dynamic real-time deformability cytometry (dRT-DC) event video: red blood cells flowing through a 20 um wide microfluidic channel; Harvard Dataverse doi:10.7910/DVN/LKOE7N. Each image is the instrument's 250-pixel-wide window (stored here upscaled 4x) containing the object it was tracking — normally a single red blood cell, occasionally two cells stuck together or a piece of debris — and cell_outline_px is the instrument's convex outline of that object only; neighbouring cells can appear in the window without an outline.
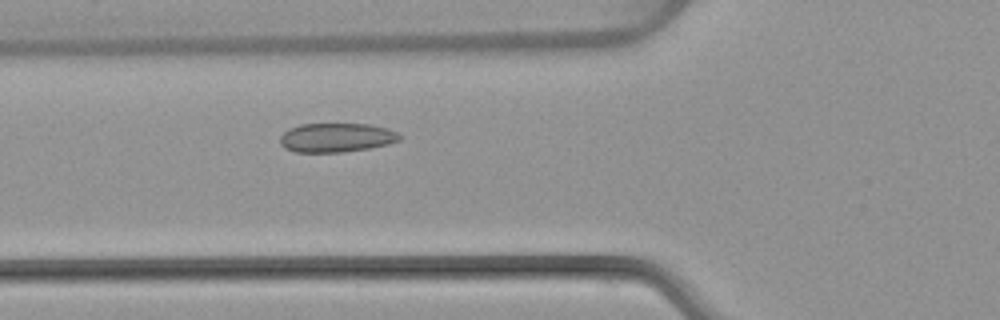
{"species": "common noctule bat (a hibernating species)", "species_latin": "Nyctalus noctula", "temperature_condition": "warm", "stored_images_in_passage": 47, "camera_frame_rate_fps": 3000, "um_per_image_px": 0.085, "animal": {"sex": "female", "body_mass_g": 22.7, "forearm_length_mm": 54.2}, "frame": {"image": 1, "passage_image": 15, "time_ms": 4.667, "image_size_px": [1000, 320], "cell_outline_px": [[404, 136], [400, 140], [388, 144], [368, 148], [340, 152], [296, 152], [284, 148], [280, 144], [280, 136], [288, 128], [300, 124], [368, 124], [388, 128]], "centroid_in_image_um": [28.59, 11.69], "position_along_channel_um": 97.2, "area_um2": 20.35}}
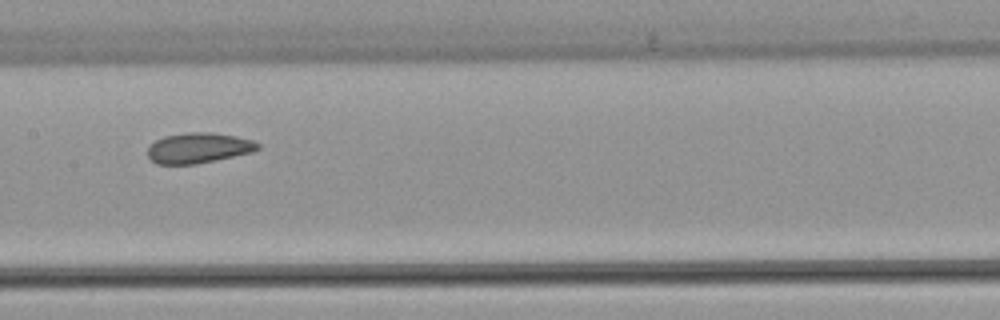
{"frame": {"image": 2, "passage_image": 22, "time_ms": 7.0, "image_size_px": [1000, 320], "cell_outline_px": [[260, 148], [252, 152], [196, 164], [156, 164], [148, 156], [148, 148], [156, 140], [164, 136], [188, 132], [208, 132], [236, 136], [252, 140], [260, 144]], "centroid_in_image_um": [16.87, 12.57], "position_along_channel_um": 190.5, "area_um2": 19.36}}
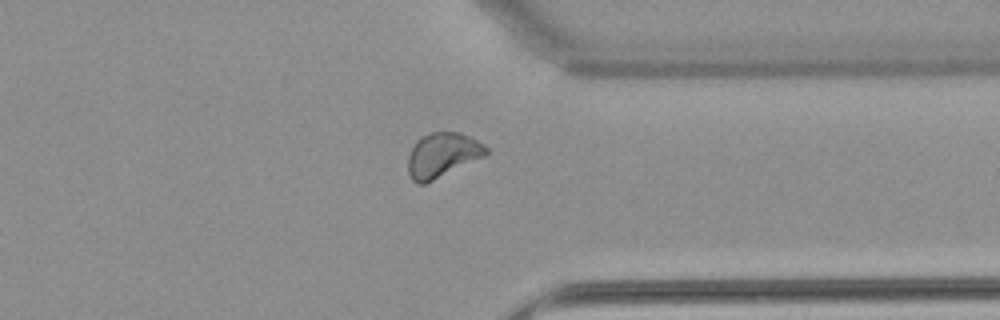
{"frame": {"image": 3, "passage_image": 36, "time_ms": 11.667, "image_size_px": [1000, 320], "cell_outline_px": [[488, 152], [484, 156], [424, 184], [416, 184], [412, 180], [408, 172], [408, 156], [416, 140], [428, 132], [460, 132], [484, 144], [488, 148]], "centroid_in_image_um": [37.57, 13.17], "position_along_channel_um": 373.8, "area_um2": 20.11}, "authors_computed_cell_mechanics": {"area_um2": 20.1722, "velocity_mm_per_s": 3.9876, "shape_relaxation_time_tau1_ms": null, "shape_relaxation_time_tau2_ms": 2.2651, "deformation_change_tau1": null, "deformation_change_tau2": 0.0642}}